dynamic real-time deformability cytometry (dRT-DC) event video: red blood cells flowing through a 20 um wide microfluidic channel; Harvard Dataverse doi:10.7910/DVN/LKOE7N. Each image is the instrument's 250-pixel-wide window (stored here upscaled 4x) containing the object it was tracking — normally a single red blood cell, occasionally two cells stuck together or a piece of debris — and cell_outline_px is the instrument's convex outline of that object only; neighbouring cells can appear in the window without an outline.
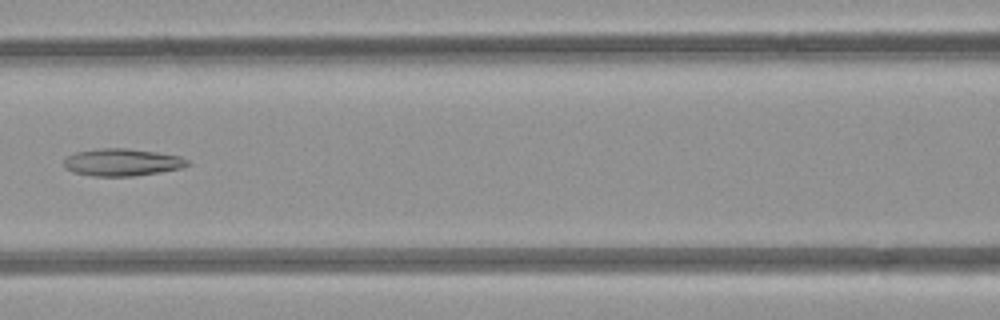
{"species": "common noctule bat (a hibernating species)", "species_latin": "Nyctalus noctula", "temperature_condition": "room temperature", "stored_images_in_passage": 5, "camera_frame_rate_fps": 3000, "um_per_image_px": 0.085, "animal": {"sex": "female", "body_mass_g": 21.9}, "frame": {"image": 1, "passage_image": 5, "time_ms": 5.333, "image_size_px": [1000, 320], "cell_outline_px": [[192, 164], [180, 168], [160, 172], [132, 176], [92, 176], [72, 172], [64, 168], [64, 160], [68, 156], [76, 152], [100, 148], [128, 148], [156, 152], [180, 156], [188, 160]], "centroid_in_image_um": [10.37, 13.79], "position_along_channel_um": 156.2, "area_um2": 19.71}}